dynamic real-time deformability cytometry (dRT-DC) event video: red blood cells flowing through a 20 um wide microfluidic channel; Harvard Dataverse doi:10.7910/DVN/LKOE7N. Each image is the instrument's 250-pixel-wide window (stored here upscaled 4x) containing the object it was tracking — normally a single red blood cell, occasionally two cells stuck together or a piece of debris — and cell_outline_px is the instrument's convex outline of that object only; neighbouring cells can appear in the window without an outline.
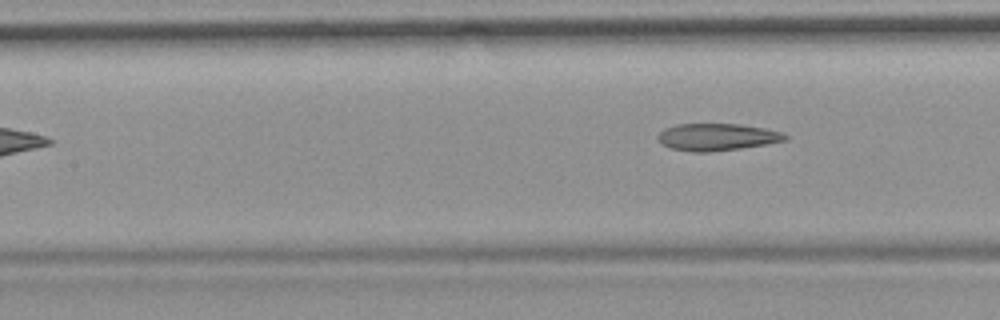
{"species": "common noctule bat (a hibernating species)", "species_latin": "Nyctalus noctula", "temperature_condition": "room temperature", "stored_images_in_passage": 5, "segment_of_instrument_passage": [2, 2], "camera_frame_rate_fps": 3000, "um_per_image_px": 0.085, "animal": {"sex": "female", "body_mass_g": 19.9}, "frame": {"image": 1, "passage_image": 5, "time_ms": 5.333, "image_size_px": [1000, 320], "cell_outline_px": [[788, 140], [740, 148], [708, 152], [692, 152], [672, 148], [664, 144], [656, 136], [664, 128], [676, 124], [740, 124], [764, 128], [780, 132], [788, 136]], "centroid_in_image_um": [60.94, 11.64], "position_along_channel_um": 146.5, "area_um2": 19.88}}